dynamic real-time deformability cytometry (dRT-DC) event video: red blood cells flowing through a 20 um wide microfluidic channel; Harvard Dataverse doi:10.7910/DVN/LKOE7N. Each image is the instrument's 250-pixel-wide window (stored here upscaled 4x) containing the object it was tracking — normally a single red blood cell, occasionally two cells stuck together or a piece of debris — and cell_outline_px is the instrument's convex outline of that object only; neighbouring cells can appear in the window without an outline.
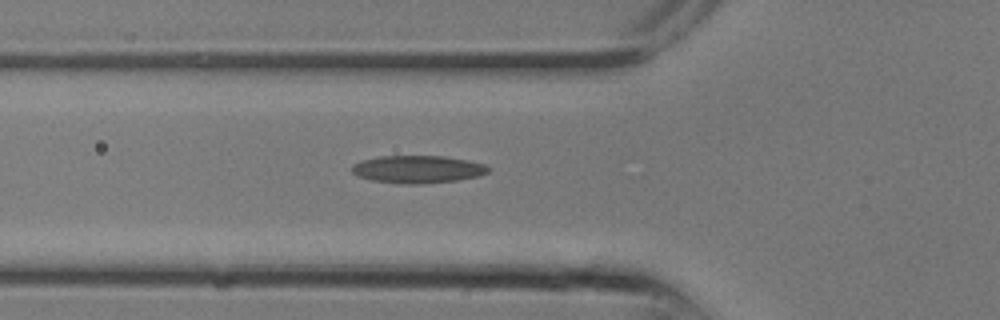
{"species": "common noctule bat (a hibernating species)", "species_latin": "Nyctalus noctula", "temperature_condition": "room temperature", "stored_images_in_passage": 21, "camera_frame_rate_fps": 3000, "um_per_image_px": 0.085, "animal": {"sex": "male", "body_mass_g": 13.3}, "frame": {"image": 1, "passage_image": 7, "time_ms": 2.0, "image_size_px": [1000, 320], "cell_outline_px": [[492, 168], [488, 172], [480, 176], [456, 180], [420, 184], [404, 184], [372, 180], [356, 176], [352, 172], [352, 164], [360, 160], [380, 156], [444, 156], [468, 160], [484, 164]], "centroid_in_image_um": [35.5, 14.38], "position_along_channel_um": 90.3, "area_um2": 22.08}}
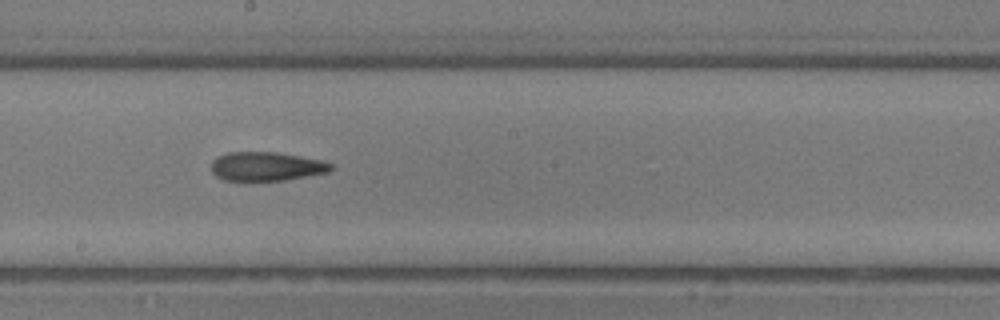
{"frame": {"image": 2, "passage_image": 12, "time_ms": 3.667, "image_size_px": [1000, 320], "cell_outline_px": [[332, 168], [328, 172], [284, 180], [224, 180], [216, 176], [212, 172], [212, 160], [216, 156], [228, 152], [276, 152], [300, 156], [320, 160], [332, 164]], "centroid_in_image_um": [22.6, 14.13], "position_along_channel_um": 225.6, "area_um2": 20.0}}
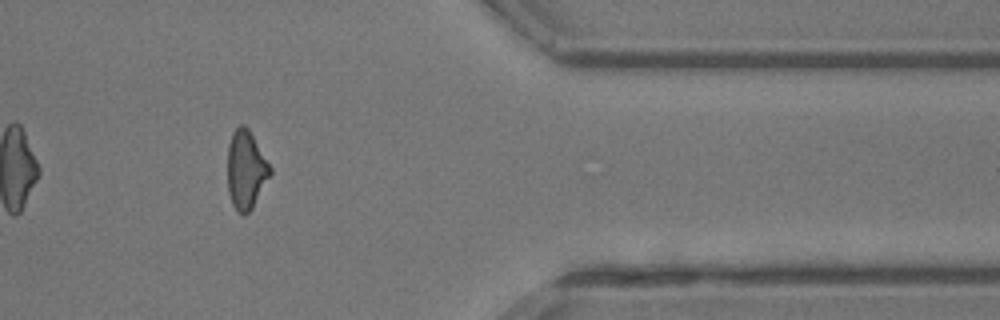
{"frame": {"image": 3, "passage_image": 19, "time_ms": 6.0, "image_size_px": [1000, 320], "cell_outline_px": [[272, 172], [252, 208], [244, 216], [236, 212], [232, 204], [228, 192], [228, 144], [232, 132], [240, 124], [244, 124], [248, 128], [272, 168]], "centroid_in_image_um": [20.9, 14.44], "position_along_channel_um": 390.5, "area_um2": 19.54}}